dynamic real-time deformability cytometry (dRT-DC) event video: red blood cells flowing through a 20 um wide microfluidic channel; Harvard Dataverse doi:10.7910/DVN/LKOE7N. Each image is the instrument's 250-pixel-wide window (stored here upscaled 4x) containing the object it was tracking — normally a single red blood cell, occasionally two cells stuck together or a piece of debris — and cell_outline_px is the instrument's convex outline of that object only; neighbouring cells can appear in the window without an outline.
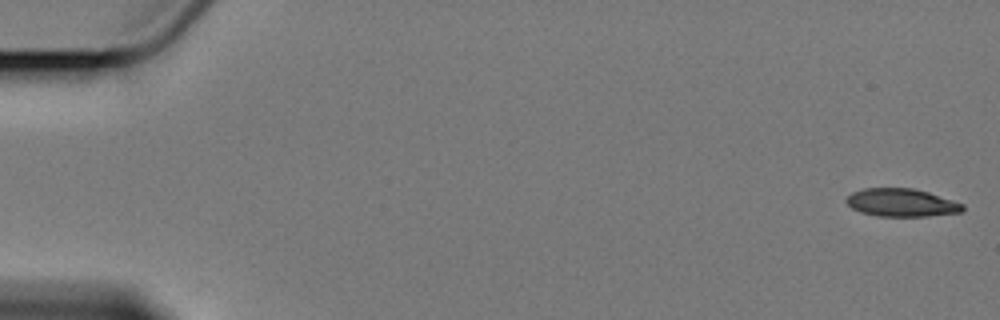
{"species": "Egyptian fruit bat (a non-hibernating species)", "species_latin": "Rousettus aegyptiacus", "temperature_condition": "cold", "stored_images_in_passage": 4, "camera_frame_rate_fps": 3000, "um_per_image_px": 0.085, "animal": {"sex": "female"}, "frame": {"image": 1, "passage_image": 1, "time_ms": 0.0, "image_size_px": [1000, 320], "cell_outline_px": [[964, 212], [928, 216], [876, 216], [860, 212], [852, 208], [844, 200], [852, 192], [864, 188], [912, 188], [928, 192], [964, 204]], "centroid_in_image_um": [76.62, 17.23], "position_along_channel_um": 8.4, "area_um2": 19.02}}
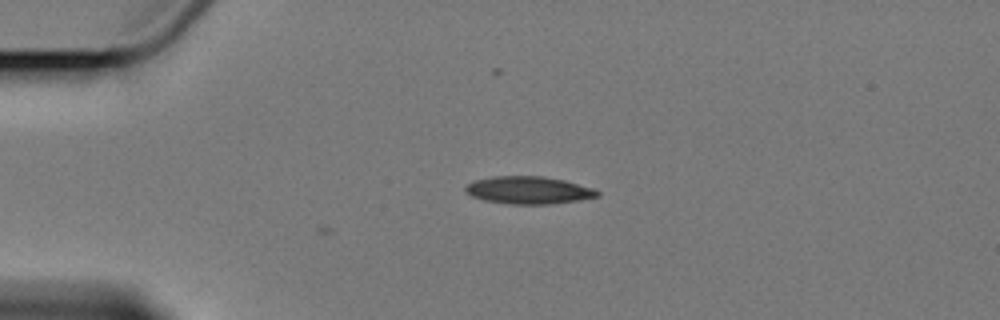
{"frame": {"image": 2, "passage_image": 4, "time_ms": 4.333, "image_size_px": [1000, 320], "cell_outline_px": [[600, 196], [576, 200], [548, 204], [512, 204], [484, 200], [472, 196], [464, 188], [468, 184], [476, 180], [492, 176], [544, 176], [564, 180], [592, 188], [600, 192]], "centroid_in_image_um": [44.93, 16.16], "position_along_channel_um": 40.1, "area_um2": 20.87}}